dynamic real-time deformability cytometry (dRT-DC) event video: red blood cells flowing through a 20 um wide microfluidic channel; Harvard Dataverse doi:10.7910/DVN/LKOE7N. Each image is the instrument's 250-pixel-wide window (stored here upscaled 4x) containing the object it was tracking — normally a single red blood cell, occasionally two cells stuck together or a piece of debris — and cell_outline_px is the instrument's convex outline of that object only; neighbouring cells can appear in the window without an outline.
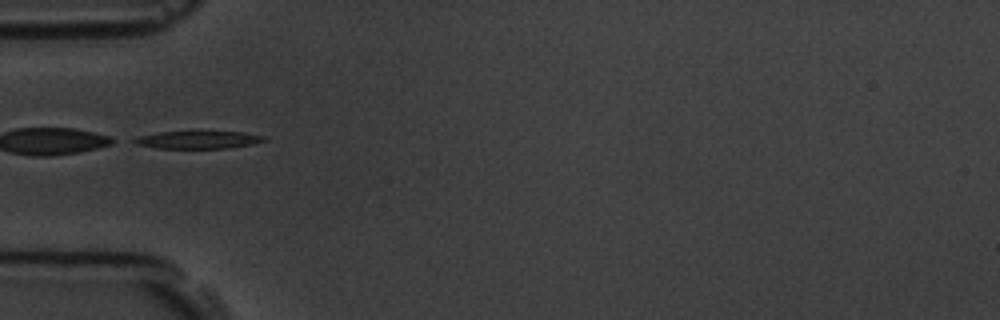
{"species": "common noctule bat (a hibernating species)", "species_latin": "Nyctalus noctula", "temperature_condition": "room temperature", "stored_images_in_passage": 7, "segment_of_instrument_passage": [2, 2], "camera_frame_rate_fps": 3000, "um_per_image_px": 0.085, "animal": {"sex": "male", "body_mass_g": 19.5, "forearm_length_mm": 54.6}, "frame": {"image": 1, "passage_image": 6, "time_ms": 5.667, "image_size_px": [1000, 320], "cell_outline_px": [[268, 140], [252, 144], [232, 148], [156, 148], [136, 144], [128, 140], [136, 136], [160, 132], [244, 132], [264, 136]], "centroid_in_image_um": [16.8, 11.89], "position_along_channel_um": 68.2, "area_um2": 13.41}}